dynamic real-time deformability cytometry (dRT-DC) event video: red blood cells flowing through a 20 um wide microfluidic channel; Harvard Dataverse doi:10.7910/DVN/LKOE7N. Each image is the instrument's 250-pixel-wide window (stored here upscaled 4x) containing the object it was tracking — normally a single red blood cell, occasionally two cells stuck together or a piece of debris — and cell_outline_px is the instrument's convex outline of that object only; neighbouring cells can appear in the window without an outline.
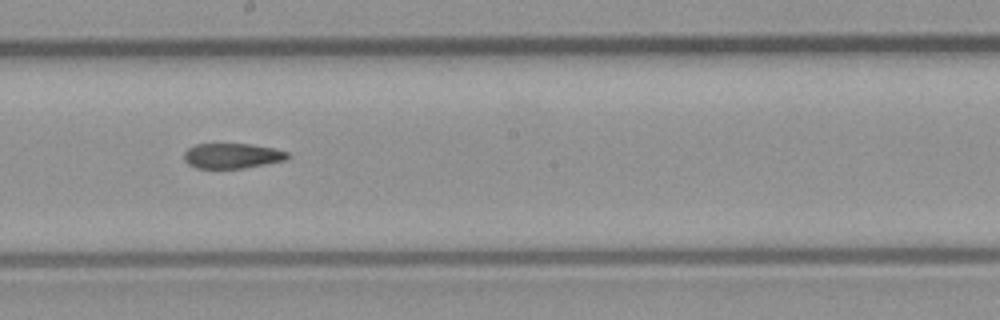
{"species": "common noctule bat (a hibernating species)", "species_latin": "Nyctalus noctula", "temperature_condition": "room temperature", "stored_images_in_passage": 9, "camera_frame_rate_fps": 3000, "um_per_image_px": 0.085, "animal": {"sex": "male", "body_mass_g": 23.1, "forearm_length_mm": 52.7}, "frame": {"image": 1, "passage_image": 8, "time_ms": 2.333, "image_size_px": [1000, 320], "cell_outline_px": [[288, 156], [284, 160], [244, 168], [196, 168], [188, 164], [184, 160], [184, 152], [188, 148], [196, 144], [248, 144], [272, 148], [288, 152]], "centroid_in_image_um": [19.68, 13.24], "position_along_channel_um": 228.5, "area_um2": 14.97}}
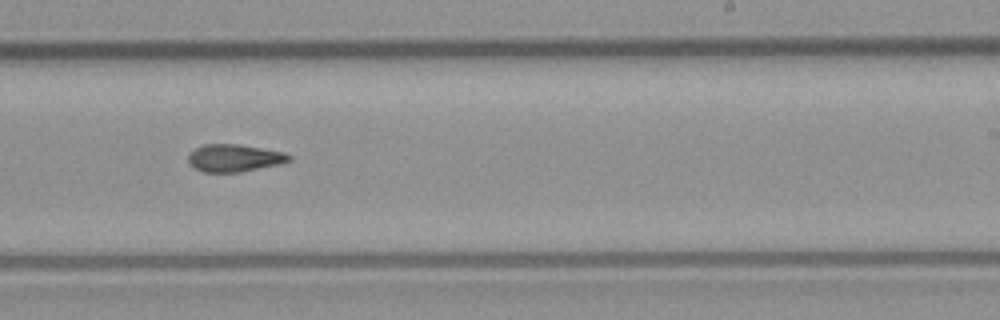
{"frame": {"image": 2, "passage_image": 9, "time_ms": 2.667, "image_size_px": [1000, 320], "cell_outline_px": [[292, 160], [280, 164], [240, 172], [204, 172], [196, 168], [188, 160], [188, 156], [196, 148], [204, 144], [236, 144], [284, 152], [292, 156]], "centroid_in_image_um": [19.95, 13.43], "position_along_channel_um": 269.0, "area_um2": 15.9}}